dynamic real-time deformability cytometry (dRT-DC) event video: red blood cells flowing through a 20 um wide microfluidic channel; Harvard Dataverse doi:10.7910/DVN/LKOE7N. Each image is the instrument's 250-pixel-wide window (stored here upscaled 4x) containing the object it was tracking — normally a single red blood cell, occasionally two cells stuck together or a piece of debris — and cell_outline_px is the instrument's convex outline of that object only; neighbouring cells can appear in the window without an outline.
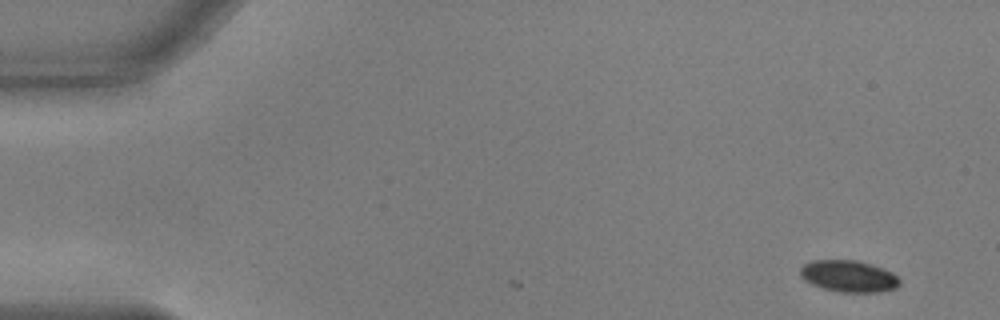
{"species": "common noctule bat (a hibernating species)", "species_latin": "Nyctalus noctula", "temperature_condition": "warm", "stored_images_in_passage": 3, "camera_frame_rate_fps": 3000, "um_per_image_px": 0.085, "animal": {"sex": "male", "body_mass_g": 17.9, "forearm_length_mm": 54.2}, "frame": {"image": 1, "passage_image": 3, "time_ms": 0.667, "image_size_px": [1000, 320], "cell_outline_px": [[900, 284], [896, 288], [880, 292], [840, 292], [824, 288], [812, 284], [804, 280], [800, 276], [800, 268], [804, 264], [812, 260], [856, 260], [884, 268], [892, 272], [900, 280]], "centroid_in_image_um": [72.14, 23.47], "position_along_channel_um": 12.9, "area_um2": 18.38}}